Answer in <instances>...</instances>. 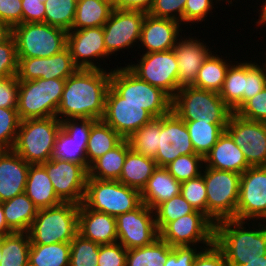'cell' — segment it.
<instances>
[{
  "label": "cell",
  "instance_id": "6da1fadb",
  "mask_svg": "<svg viewBox=\"0 0 266 266\" xmlns=\"http://www.w3.org/2000/svg\"><path fill=\"white\" fill-rule=\"evenodd\" d=\"M111 70L78 68L66 79L56 117L60 120H102Z\"/></svg>",
  "mask_w": 266,
  "mask_h": 266
},
{
  "label": "cell",
  "instance_id": "e7e4bbea",
  "mask_svg": "<svg viewBox=\"0 0 266 266\" xmlns=\"http://www.w3.org/2000/svg\"><path fill=\"white\" fill-rule=\"evenodd\" d=\"M11 35V28L0 21V43L4 42Z\"/></svg>",
  "mask_w": 266,
  "mask_h": 266
},
{
  "label": "cell",
  "instance_id": "d590c367",
  "mask_svg": "<svg viewBox=\"0 0 266 266\" xmlns=\"http://www.w3.org/2000/svg\"><path fill=\"white\" fill-rule=\"evenodd\" d=\"M123 138L103 120H96L90 129L86 148V162L90 166L95 160L115 148Z\"/></svg>",
  "mask_w": 266,
  "mask_h": 266
},
{
  "label": "cell",
  "instance_id": "e575fe53",
  "mask_svg": "<svg viewBox=\"0 0 266 266\" xmlns=\"http://www.w3.org/2000/svg\"><path fill=\"white\" fill-rule=\"evenodd\" d=\"M216 53L213 51L203 62L193 87L217 93L221 91L227 70L233 61H229V58L225 59L223 55L220 56Z\"/></svg>",
  "mask_w": 266,
  "mask_h": 266
},
{
  "label": "cell",
  "instance_id": "f546056e",
  "mask_svg": "<svg viewBox=\"0 0 266 266\" xmlns=\"http://www.w3.org/2000/svg\"><path fill=\"white\" fill-rule=\"evenodd\" d=\"M157 167L154 159L145 157L131 148L127 152L118 181L141 192Z\"/></svg>",
  "mask_w": 266,
  "mask_h": 266
},
{
  "label": "cell",
  "instance_id": "4fadbf2b",
  "mask_svg": "<svg viewBox=\"0 0 266 266\" xmlns=\"http://www.w3.org/2000/svg\"><path fill=\"white\" fill-rule=\"evenodd\" d=\"M146 14L143 11L112 10L103 26L105 48L110 56L116 53L117 57L118 52L125 54V49L130 52V48H138Z\"/></svg>",
  "mask_w": 266,
  "mask_h": 266
},
{
  "label": "cell",
  "instance_id": "e0dca14e",
  "mask_svg": "<svg viewBox=\"0 0 266 266\" xmlns=\"http://www.w3.org/2000/svg\"><path fill=\"white\" fill-rule=\"evenodd\" d=\"M42 165L47 171L56 195L63 202L78 205L83 203L88 170L82 164L52 157Z\"/></svg>",
  "mask_w": 266,
  "mask_h": 266
},
{
  "label": "cell",
  "instance_id": "9f6ffc18",
  "mask_svg": "<svg viewBox=\"0 0 266 266\" xmlns=\"http://www.w3.org/2000/svg\"><path fill=\"white\" fill-rule=\"evenodd\" d=\"M19 80L17 75L0 78V107L17 108Z\"/></svg>",
  "mask_w": 266,
  "mask_h": 266
},
{
  "label": "cell",
  "instance_id": "6f0895ef",
  "mask_svg": "<svg viewBox=\"0 0 266 266\" xmlns=\"http://www.w3.org/2000/svg\"><path fill=\"white\" fill-rule=\"evenodd\" d=\"M22 0H0V21L10 28L22 23Z\"/></svg>",
  "mask_w": 266,
  "mask_h": 266
},
{
  "label": "cell",
  "instance_id": "7402d4cb",
  "mask_svg": "<svg viewBox=\"0 0 266 266\" xmlns=\"http://www.w3.org/2000/svg\"><path fill=\"white\" fill-rule=\"evenodd\" d=\"M78 67L74 64L70 50H64L50 57L18 58L19 81L41 79H67Z\"/></svg>",
  "mask_w": 266,
  "mask_h": 266
},
{
  "label": "cell",
  "instance_id": "3957f363",
  "mask_svg": "<svg viewBox=\"0 0 266 266\" xmlns=\"http://www.w3.org/2000/svg\"><path fill=\"white\" fill-rule=\"evenodd\" d=\"M61 128L57 117L22 120L12 150L29 164L45 163L53 157Z\"/></svg>",
  "mask_w": 266,
  "mask_h": 266
},
{
  "label": "cell",
  "instance_id": "11a10c76",
  "mask_svg": "<svg viewBox=\"0 0 266 266\" xmlns=\"http://www.w3.org/2000/svg\"><path fill=\"white\" fill-rule=\"evenodd\" d=\"M207 247L209 246L173 247L172 253L168 256L164 266H193L196 256Z\"/></svg>",
  "mask_w": 266,
  "mask_h": 266
},
{
  "label": "cell",
  "instance_id": "ee69618b",
  "mask_svg": "<svg viewBox=\"0 0 266 266\" xmlns=\"http://www.w3.org/2000/svg\"><path fill=\"white\" fill-rule=\"evenodd\" d=\"M195 209L184 197L179 194L168 201L163 202L154 209V216L158 231H160L168 222L193 213Z\"/></svg>",
  "mask_w": 266,
  "mask_h": 266
},
{
  "label": "cell",
  "instance_id": "a7ac6f4b",
  "mask_svg": "<svg viewBox=\"0 0 266 266\" xmlns=\"http://www.w3.org/2000/svg\"><path fill=\"white\" fill-rule=\"evenodd\" d=\"M238 2L237 0H226V2H228V5L231 6L233 4V2Z\"/></svg>",
  "mask_w": 266,
  "mask_h": 266
},
{
  "label": "cell",
  "instance_id": "44dd1931",
  "mask_svg": "<svg viewBox=\"0 0 266 266\" xmlns=\"http://www.w3.org/2000/svg\"><path fill=\"white\" fill-rule=\"evenodd\" d=\"M196 154L185 121L172 111L161 117L159 148L154 160L166 167L181 155Z\"/></svg>",
  "mask_w": 266,
  "mask_h": 266
},
{
  "label": "cell",
  "instance_id": "d4e9b609",
  "mask_svg": "<svg viewBox=\"0 0 266 266\" xmlns=\"http://www.w3.org/2000/svg\"><path fill=\"white\" fill-rule=\"evenodd\" d=\"M78 234L99 245L116 243V217L93 211L82 203L78 210Z\"/></svg>",
  "mask_w": 266,
  "mask_h": 266
},
{
  "label": "cell",
  "instance_id": "9a60e30c",
  "mask_svg": "<svg viewBox=\"0 0 266 266\" xmlns=\"http://www.w3.org/2000/svg\"><path fill=\"white\" fill-rule=\"evenodd\" d=\"M117 242L127 250L143 247L159 238L154 210L141 203L132 211L116 217Z\"/></svg>",
  "mask_w": 266,
  "mask_h": 266
},
{
  "label": "cell",
  "instance_id": "ab89813d",
  "mask_svg": "<svg viewBox=\"0 0 266 266\" xmlns=\"http://www.w3.org/2000/svg\"><path fill=\"white\" fill-rule=\"evenodd\" d=\"M70 242L31 244L29 266H69Z\"/></svg>",
  "mask_w": 266,
  "mask_h": 266
},
{
  "label": "cell",
  "instance_id": "d6986e66",
  "mask_svg": "<svg viewBox=\"0 0 266 266\" xmlns=\"http://www.w3.org/2000/svg\"><path fill=\"white\" fill-rule=\"evenodd\" d=\"M67 47L70 50L74 64L82 69H100L105 58L111 57L105 48L103 27H90L80 30H70L67 35ZM103 60V65L96 62Z\"/></svg>",
  "mask_w": 266,
  "mask_h": 266
},
{
  "label": "cell",
  "instance_id": "4316f807",
  "mask_svg": "<svg viewBox=\"0 0 266 266\" xmlns=\"http://www.w3.org/2000/svg\"><path fill=\"white\" fill-rule=\"evenodd\" d=\"M205 167L217 170L232 171L238 174L245 172L248 165L242 149L238 147L232 137L225 131L218 139L211 151L204 158Z\"/></svg>",
  "mask_w": 266,
  "mask_h": 266
},
{
  "label": "cell",
  "instance_id": "1f68e13d",
  "mask_svg": "<svg viewBox=\"0 0 266 266\" xmlns=\"http://www.w3.org/2000/svg\"><path fill=\"white\" fill-rule=\"evenodd\" d=\"M2 205L8 227L13 232H28L38 213L33 201L22 193L2 202Z\"/></svg>",
  "mask_w": 266,
  "mask_h": 266
},
{
  "label": "cell",
  "instance_id": "9c48e42d",
  "mask_svg": "<svg viewBox=\"0 0 266 266\" xmlns=\"http://www.w3.org/2000/svg\"><path fill=\"white\" fill-rule=\"evenodd\" d=\"M11 35L17 58L50 57L67 47L68 31L45 22L15 25Z\"/></svg>",
  "mask_w": 266,
  "mask_h": 266
},
{
  "label": "cell",
  "instance_id": "d6a6232c",
  "mask_svg": "<svg viewBox=\"0 0 266 266\" xmlns=\"http://www.w3.org/2000/svg\"><path fill=\"white\" fill-rule=\"evenodd\" d=\"M236 58L232 59L234 63L229 66L219 92V96L232 112H236L244 104V91H246V60L238 62L235 61Z\"/></svg>",
  "mask_w": 266,
  "mask_h": 266
},
{
  "label": "cell",
  "instance_id": "b9f144b4",
  "mask_svg": "<svg viewBox=\"0 0 266 266\" xmlns=\"http://www.w3.org/2000/svg\"><path fill=\"white\" fill-rule=\"evenodd\" d=\"M77 0H46L44 22L70 31L73 26Z\"/></svg>",
  "mask_w": 266,
  "mask_h": 266
},
{
  "label": "cell",
  "instance_id": "f35d334b",
  "mask_svg": "<svg viewBox=\"0 0 266 266\" xmlns=\"http://www.w3.org/2000/svg\"><path fill=\"white\" fill-rule=\"evenodd\" d=\"M172 248L159 237L149 245L127 250L126 266H164Z\"/></svg>",
  "mask_w": 266,
  "mask_h": 266
},
{
  "label": "cell",
  "instance_id": "be15d7a7",
  "mask_svg": "<svg viewBox=\"0 0 266 266\" xmlns=\"http://www.w3.org/2000/svg\"><path fill=\"white\" fill-rule=\"evenodd\" d=\"M261 4V6L259 7V9L257 8V12L259 14V19H256V22L254 21V23H256L257 26H264L266 27V0H263L262 3L261 1L259 2Z\"/></svg>",
  "mask_w": 266,
  "mask_h": 266
},
{
  "label": "cell",
  "instance_id": "91938a15",
  "mask_svg": "<svg viewBox=\"0 0 266 266\" xmlns=\"http://www.w3.org/2000/svg\"><path fill=\"white\" fill-rule=\"evenodd\" d=\"M22 23L44 22L45 5L41 0H22Z\"/></svg>",
  "mask_w": 266,
  "mask_h": 266
},
{
  "label": "cell",
  "instance_id": "f6af8a7d",
  "mask_svg": "<svg viewBox=\"0 0 266 266\" xmlns=\"http://www.w3.org/2000/svg\"><path fill=\"white\" fill-rule=\"evenodd\" d=\"M204 166V157L199 154H187L179 156L166 168L177 181L182 183L200 176Z\"/></svg>",
  "mask_w": 266,
  "mask_h": 266
},
{
  "label": "cell",
  "instance_id": "52a82bcc",
  "mask_svg": "<svg viewBox=\"0 0 266 266\" xmlns=\"http://www.w3.org/2000/svg\"><path fill=\"white\" fill-rule=\"evenodd\" d=\"M141 203L140 191L118 180L87 178L83 204L93 211L117 217Z\"/></svg>",
  "mask_w": 266,
  "mask_h": 266
},
{
  "label": "cell",
  "instance_id": "f907efd6",
  "mask_svg": "<svg viewBox=\"0 0 266 266\" xmlns=\"http://www.w3.org/2000/svg\"><path fill=\"white\" fill-rule=\"evenodd\" d=\"M186 0H154L149 15L156 18L172 19L184 26Z\"/></svg>",
  "mask_w": 266,
  "mask_h": 266
},
{
  "label": "cell",
  "instance_id": "f1b7e54d",
  "mask_svg": "<svg viewBox=\"0 0 266 266\" xmlns=\"http://www.w3.org/2000/svg\"><path fill=\"white\" fill-rule=\"evenodd\" d=\"M24 193L39 209L63 203L56 195L53 184L42 164H30Z\"/></svg>",
  "mask_w": 266,
  "mask_h": 266
},
{
  "label": "cell",
  "instance_id": "60d3db41",
  "mask_svg": "<svg viewBox=\"0 0 266 266\" xmlns=\"http://www.w3.org/2000/svg\"><path fill=\"white\" fill-rule=\"evenodd\" d=\"M160 132L161 117L153 118L128 139L131 148L145 157L154 159L159 148Z\"/></svg>",
  "mask_w": 266,
  "mask_h": 266
},
{
  "label": "cell",
  "instance_id": "7a4b0ae2",
  "mask_svg": "<svg viewBox=\"0 0 266 266\" xmlns=\"http://www.w3.org/2000/svg\"><path fill=\"white\" fill-rule=\"evenodd\" d=\"M214 243L223 251L228 266H242L260 259L266 255V222L221 220L215 224Z\"/></svg>",
  "mask_w": 266,
  "mask_h": 266
},
{
  "label": "cell",
  "instance_id": "816d5d0a",
  "mask_svg": "<svg viewBox=\"0 0 266 266\" xmlns=\"http://www.w3.org/2000/svg\"><path fill=\"white\" fill-rule=\"evenodd\" d=\"M18 73V58L15 40L10 35L0 43V78L11 77Z\"/></svg>",
  "mask_w": 266,
  "mask_h": 266
},
{
  "label": "cell",
  "instance_id": "ba28073f",
  "mask_svg": "<svg viewBox=\"0 0 266 266\" xmlns=\"http://www.w3.org/2000/svg\"><path fill=\"white\" fill-rule=\"evenodd\" d=\"M66 79L19 81L17 111L20 120L56 117Z\"/></svg>",
  "mask_w": 266,
  "mask_h": 266
},
{
  "label": "cell",
  "instance_id": "c3c4849f",
  "mask_svg": "<svg viewBox=\"0 0 266 266\" xmlns=\"http://www.w3.org/2000/svg\"><path fill=\"white\" fill-rule=\"evenodd\" d=\"M266 55V51L264 53ZM265 63L260 65L255 61H246V91H244V103L256 94L260 93L266 86V56ZM262 64V65H261Z\"/></svg>",
  "mask_w": 266,
  "mask_h": 266
},
{
  "label": "cell",
  "instance_id": "89a4df30",
  "mask_svg": "<svg viewBox=\"0 0 266 266\" xmlns=\"http://www.w3.org/2000/svg\"><path fill=\"white\" fill-rule=\"evenodd\" d=\"M2 253H1V248H0V261H1Z\"/></svg>",
  "mask_w": 266,
  "mask_h": 266
},
{
  "label": "cell",
  "instance_id": "8fae6325",
  "mask_svg": "<svg viewBox=\"0 0 266 266\" xmlns=\"http://www.w3.org/2000/svg\"><path fill=\"white\" fill-rule=\"evenodd\" d=\"M137 63L125 66L138 78L158 87L171 98L180 89L178 85V65L174 50L165 52L137 53Z\"/></svg>",
  "mask_w": 266,
  "mask_h": 266
},
{
  "label": "cell",
  "instance_id": "94428289",
  "mask_svg": "<svg viewBox=\"0 0 266 266\" xmlns=\"http://www.w3.org/2000/svg\"><path fill=\"white\" fill-rule=\"evenodd\" d=\"M154 0H115L113 9L143 11L149 13L153 6Z\"/></svg>",
  "mask_w": 266,
  "mask_h": 266
},
{
  "label": "cell",
  "instance_id": "db71d44e",
  "mask_svg": "<svg viewBox=\"0 0 266 266\" xmlns=\"http://www.w3.org/2000/svg\"><path fill=\"white\" fill-rule=\"evenodd\" d=\"M127 249L119 242L100 245L98 266H126Z\"/></svg>",
  "mask_w": 266,
  "mask_h": 266
},
{
  "label": "cell",
  "instance_id": "7c38bea8",
  "mask_svg": "<svg viewBox=\"0 0 266 266\" xmlns=\"http://www.w3.org/2000/svg\"><path fill=\"white\" fill-rule=\"evenodd\" d=\"M214 236L215 224L197 210L168 222L159 231V237L171 247L211 246Z\"/></svg>",
  "mask_w": 266,
  "mask_h": 266
},
{
  "label": "cell",
  "instance_id": "2e32d148",
  "mask_svg": "<svg viewBox=\"0 0 266 266\" xmlns=\"http://www.w3.org/2000/svg\"><path fill=\"white\" fill-rule=\"evenodd\" d=\"M225 131L242 149L250 167L266 166V122L248 120L233 112Z\"/></svg>",
  "mask_w": 266,
  "mask_h": 266
},
{
  "label": "cell",
  "instance_id": "484cf974",
  "mask_svg": "<svg viewBox=\"0 0 266 266\" xmlns=\"http://www.w3.org/2000/svg\"><path fill=\"white\" fill-rule=\"evenodd\" d=\"M30 164L13 150L0 159V202L13 199L25 191Z\"/></svg>",
  "mask_w": 266,
  "mask_h": 266
},
{
  "label": "cell",
  "instance_id": "7dc6e473",
  "mask_svg": "<svg viewBox=\"0 0 266 266\" xmlns=\"http://www.w3.org/2000/svg\"><path fill=\"white\" fill-rule=\"evenodd\" d=\"M20 122L17 108L0 107V145L12 150Z\"/></svg>",
  "mask_w": 266,
  "mask_h": 266
},
{
  "label": "cell",
  "instance_id": "5bb4252c",
  "mask_svg": "<svg viewBox=\"0 0 266 266\" xmlns=\"http://www.w3.org/2000/svg\"><path fill=\"white\" fill-rule=\"evenodd\" d=\"M236 219L266 222V166L249 167L241 174Z\"/></svg>",
  "mask_w": 266,
  "mask_h": 266
},
{
  "label": "cell",
  "instance_id": "6125c7cd",
  "mask_svg": "<svg viewBox=\"0 0 266 266\" xmlns=\"http://www.w3.org/2000/svg\"><path fill=\"white\" fill-rule=\"evenodd\" d=\"M13 233V231L8 227L4 211H3V205L2 202H0V236L8 235Z\"/></svg>",
  "mask_w": 266,
  "mask_h": 266
},
{
  "label": "cell",
  "instance_id": "03108f58",
  "mask_svg": "<svg viewBox=\"0 0 266 266\" xmlns=\"http://www.w3.org/2000/svg\"><path fill=\"white\" fill-rule=\"evenodd\" d=\"M242 266H266V255L260 256V259L248 261L247 264H244Z\"/></svg>",
  "mask_w": 266,
  "mask_h": 266
},
{
  "label": "cell",
  "instance_id": "ffe728a7",
  "mask_svg": "<svg viewBox=\"0 0 266 266\" xmlns=\"http://www.w3.org/2000/svg\"><path fill=\"white\" fill-rule=\"evenodd\" d=\"M95 121L89 118L61 121L62 128L56 137L53 158L82 164L88 170L86 148L91 125Z\"/></svg>",
  "mask_w": 266,
  "mask_h": 266
},
{
  "label": "cell",
  "instance_id": "5b68a950",
  "mask_svg": "<svg viewBox=\"0 0 266 266\" xmlns=\"http://www.w3.org/2000/svg\"><path fill=\"white\" fill-rule=\"evenodd\" d=\"M171 111L183 121H212L228 124L232 110L219 93L193 86L180 88L172 97Z\"/></svg>",
  "mask_w": 266,
  "mask_h": 266
},
{
  "label": "cell",
  "instance_id": "7bdbcfd3",
  "mask_svg": "<svg viewBox=\"0 0 266 266\" xmlns=\"http://www.w3.org/2000/svg\"><path fill=\"white\" fill-rule=\"evenodd\" d=\"M99 247L77 234L70 242L69 266H98Z\"/></svg>",
  "mask_w": 266,
  "mask_h": 266
},
{
  "label": "cell",
  "instance_id": "681fc988",
  "mask_svg": "<svg viewBox=\"0 0 266 266\" xmlns=\"http://www.w3.org/2000/svg\"><path fill=\"white\" fill-rule=\"evenodd\" d=\"M214 1V2H213ZM221 0H186V4L184 7V25L190 26L195 23H202L203 21L206 22L207 18L210 17L208 14L212 15V11L214 5L221 3ZM226 0H222V2ZM216 2V4H214ZM212 10V11H211ZM206 20V21H205ZM191 23V25H190Z\"/></svg>",
  "mask_w": 266,
  "mask_h": 266
},
{
  "label": "cell",
  "instance_id": "f5cc1de1",
  "mask_svg": "<svg viewBox=\"0 0 266 266\" xmlns=\"http://www.w3.org/2000/svg\"><path fill=\"white\" fill-rule=\"evenodd\" d=\"M235 113L248 120L266 122V86L260 93L247 100Z\"/></svg>",
  "mask_w": 266,
  "mask_h": 266
},
{
  "label": "cell",
  "instance_id": "30bf717a",
  "mask_svg": "<svg viewBox=\"0 0 266 266\" xmlns=\"http://www.w3.org/2000/svg\"><path fill=\"white\" fill-rule=\"evenodd\" d=\"M202 175L207 191V217L214 224L236 219L241 174L204 166Z\"/></svg>",
  "mask_w": 266,
  "mask_h": 266
},
{
  "label": "cell",
  "instance_id": "bcb514c9",
  "mask_svg": "<svg viewBox=\"0 0 266 266\" xmlns=\"http://www.w3.org/2000/svg\"><path fill=\"white\" fill-rule=\"evenodd\" d=\"M180 194L195 210L207 216V191L202 174L182 182Z\"/></svg>",
  "mask_w": 266,
  "mask_h": 266
},
{
  "label": "cell",
  "instance_id": "836d02e7",
  "mask_svg": "<svg viewBox=\"0 0 266 266\" xmlns=\"http://www.w3.org/2000/svg\"><path fill=\"white\" fill-rule=\"evenodd\" d=\"M113 10L109 0H78L71 30L103 27Z\"/></svg>",
  "mask_w": 266,
  "mask_h": 266
},
{
  "label": "cell",
  "instance_id": "4dcf8cb0",
  "mask_svg": "<svg viewBox=\"0 0 266 266\" xmlns=\"http://www.w3.org/2000/svg\"><path fill=\"white\" fill-rule=\"evenodd\" d=\"M131 149L128 139L95 160L88 169V177L100 180H119L122 168Z\"/></svg>",
  "mask_w": 266,
  "mask_h": 266
},
{
  "label": "cell",
  "instance_id": "ac0fdd59",
  "mask_svg": "<svg viewBox=\"0 0 266 266\" xmlns=\"http://www.w3.org/2000/svg\"><path fill=\"white\" fill-rule=\"evenodd\" d=\"M153 117L134 103H127L111 86L106 95L105 113L102 120L123 139H129Z\"/></svg>",
  "mask_w": 266,
  "mask_h": 266
},
{
  "label": "cell",
  "instance_id": "cb8c5ba5",
  "mask_svg": "<svg viewBox=\"0 0 266 266\" xmlns=\"http://www.w3.org/2000/svg\"><path fill=\"white\" fill-rule=\"evenodd\" d=\"M182 27V24L175 20L156 18L146 14L142 25L141 44L138 45V49L144 48L142 49L143 53L173 50L179 37L183 35Z\"/></svg>",
  "mask_w": 266,
  "mask_h": 266
},
{
  "label": "cell",
  "instance_id": "680465c9",
  "mask_svg": "<svg viewBox=\"0 0 266 266\" xmlns=\"http://www.w3.org/2000/svg\"><path fill=\"white\" fill-rule=\"evenodd\" d=\"M193 266H228V264L223 251L213 243L199 252Z\"/></svg>",
  "mask_w": 266,
  "mask_h": 266
},
{
  "label": "cell",
  "instance_id": "74e56055",
  "mask_svg": "<svg viewBox=\"0 0 266 266\" xmlns=\"http://www.w3.org/2000/svg\"><path fill=\"white\" fill-rule=\"evenodd\" d=\"M196 154L206 157L225 132L227 124H216L212 121H185Z\"/></svg>",
  "mask_w": 266,
  "mask_h": 266
},
{
  "label": "cell",
  "instance_id": "83f0119b",
  "mask_svg": "<svg viewBox=\"0 0 266 266\" xmlns=\"http://www.w3.org/2000/svg\"><path fill=\"white\" fill-rule=\"evenodd\" d=\"M181 183L166 167H157L141 193V201L154 210L158 205L180 194Z\"/></svg>",
  "mask_w": 266,
  "mask_h": 266
},
{
  "label": "cell",
  "instance_id": "003e7915",
  "mask_svg": "<svg viewBox=\"0 0 266 266\" xmlns=\"http://www.w3.org/2000/svg\"><path fill=\"white\" fill-rule=\"evenodd\" d=\"M9 149H7L6 147H4L3 145H0V159L1 157L8 151Z\"/></svg>",
  "mask_w": 266,
  "mask_h": 266
},
{
  "label": "cell",
  "instance_id": "603a6c76",
  "mask_svg": "<svg viewBox=\"0 0 266 266\" xmlns=\"http://www.w3.org/2000/svg\"><path fill=\"white\" fill-rule=\"evenodd\" d=\"M195 36H181L174 47L178 65V85L180 88L193 86L203 62L213 52L203 40ZM202 42H201V41Z\"/></svg>",
  "mask_w": 266,
  "mask_h": 266
},
{
  "label": "cell",
  "instance_id": "8d00e7d4",
  "mask_svg": "<svg viewBox=\"0 0 266 266\" xmlns=\"http://www.w3.org/2000/svg\"><path fill=\"white\" fill-rule=\"evenodd\" d=\"M30 246L28 232H13L0 236V266H29Z\"/></svg>",
  "mask_w": 266,
  "mask_h": 266
},
{
  "label": "cell",
  "instance_id": "8992f818",
  "mask_svg": "<svg viewBox=\"0 0 266 266\" xmlns=\"http://www.w3.org/2000/svg\"><path fill=\"white\" fill-rule=\"evenodd\" d=\"M110 86L125 102L142 106L153 118L171 112L172 98L162 89L138 78L126 66L117 65L111 69Z\"/></svg>",
  "mask_w": 266,
  "mask_h": 266
},
{
  "label": "cell",
  "instance_id": "277c9868",
  "mask_svg": "<svg viewBox=\"0 0 266 266\" xmlns=\"http://www.w3.org/2000/svg\"><path fill=\"white\" fill-rule=\"evenodd\" d=\"M78 210L79 205L72 202L39 209L28 230L31 244L71 242L78 234Z\"/></svg>",
  "mask_w": 266,
  "mask_h": 266
}]
</instances>
